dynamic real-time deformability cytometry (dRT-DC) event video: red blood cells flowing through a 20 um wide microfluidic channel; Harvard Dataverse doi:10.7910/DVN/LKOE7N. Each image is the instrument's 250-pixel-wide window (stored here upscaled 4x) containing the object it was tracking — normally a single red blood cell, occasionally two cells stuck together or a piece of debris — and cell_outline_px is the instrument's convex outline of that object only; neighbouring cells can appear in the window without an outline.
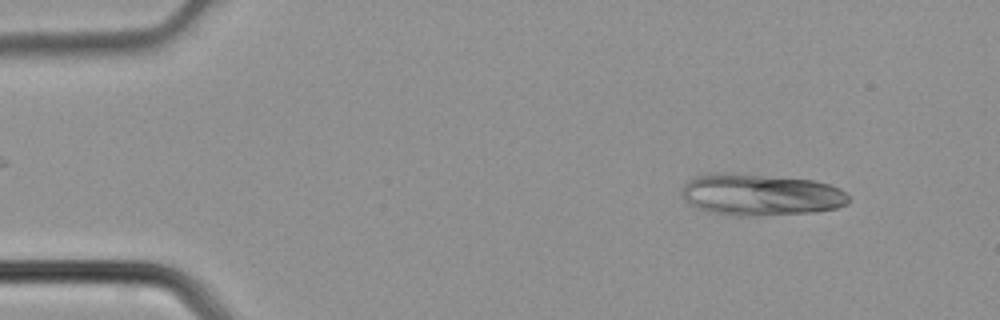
{"species": "common noctule bat (a hibernating species)", "species_latin": "Nyctalus noctula", "temperature_condition": "cold", "stored_images_in_passage": 4, "camera_frame_rate_fps": 3000, "um_per_image_px": 0.085, "animal": {"sex": "male", "body_mass_g": 21.5, "forearm_length_mm": 52.0}, "frame": {"image": 1, "passage_image": 1, "time_ms": 0.0, "image_size_px": [1000, 320], "cell_outline_px": [[852, 200], [848, 204], [836, 208], [816, 212], [760, 216], [736, 216], [708, 212], [696, 208], [688, 204], [680, 196], [680, 192], [684, 184], [688, 180], [696, 176], [716, 172], [732, 172], [816, 180], [840, 188]], "centroid_in_image_um": [64.62, 16.55], "position_along_channel_um": 20.4, "area_um2": 41.5}}